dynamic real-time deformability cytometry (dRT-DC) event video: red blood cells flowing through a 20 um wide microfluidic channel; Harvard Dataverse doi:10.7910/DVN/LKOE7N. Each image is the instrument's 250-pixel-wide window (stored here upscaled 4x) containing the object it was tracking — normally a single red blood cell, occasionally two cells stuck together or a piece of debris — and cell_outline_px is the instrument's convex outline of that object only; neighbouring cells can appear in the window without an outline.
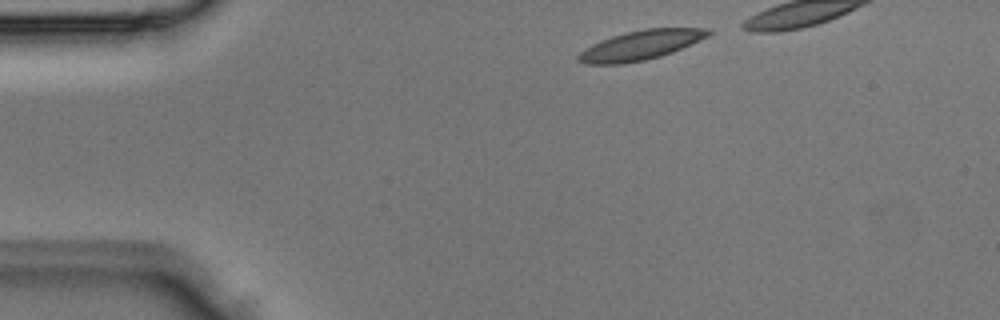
{"species": "Egyptian fruit bat (a non-hibernating species)", "species_latin": "Rousettus aegyptiacus", "temperature_condition": "room temperature", "stored_images_in_passage": 3, "camera_frame_rate_fps": 3000, "um_per_image_px": 0.085, "animal": {"sex": "male"}, "frame": {"image": 1, "passage_image": 1, "time_ms": 0.0, "image_size_px": [1000, 320], "cell_outline_px": [[712, 32], [708, 36], [672, 52], [660, 56], [644, 60], [624, 64], [584, 64], [576, 60], [576, 56], [584, 48], [600, 40], [624, 32], [644, 28], [712, 28]], "centroid_in_image_um": [54.41, 3.84], "position_along_channel_um": 30.6, "area_um2": 22.43}}